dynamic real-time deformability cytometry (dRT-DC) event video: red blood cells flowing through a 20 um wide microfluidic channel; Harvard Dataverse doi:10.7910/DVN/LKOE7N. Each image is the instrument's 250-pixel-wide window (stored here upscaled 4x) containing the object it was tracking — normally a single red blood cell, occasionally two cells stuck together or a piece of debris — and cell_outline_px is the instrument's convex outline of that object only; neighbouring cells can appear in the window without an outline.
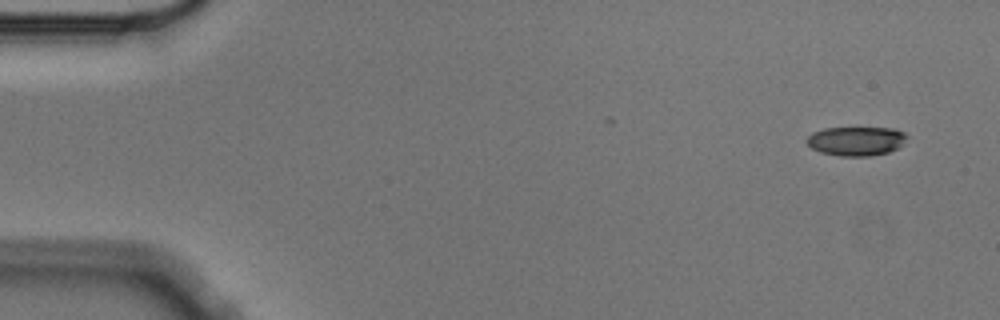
{"species": "Egyptian fruit bat (a non-hibernating species)", "species_latin": "Rousettus aegyptiacus", "temperature_condition": "cold", "stored_images_in_passage": 7, "camera_frame_rate_fps": 3000, "um_per_image_px": 0.085, "animal": {"sex": "male"}, "frame": {"image": 1, "passage_image": 1, "time_ms": 0.0, "image_size_px": [1000, 320], "cell_outline_px": [[908, 136], [900, 148], [888, 152], [868, 156], [840, 156], [820, 152], [812, 148], [804, 140], [812, 132], [824, 128], [892, 128], [904, 132]], "centroid_in_image_um": [72.77, 11.99], "position_along_channel_um": 12.2, "area_um2": 17.11}}
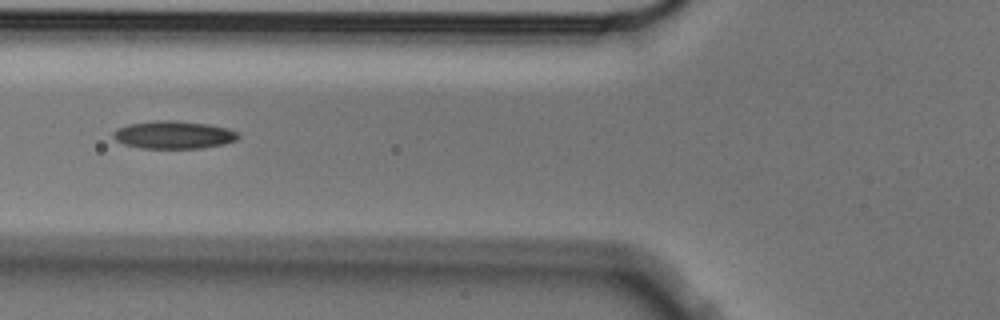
{"frame": {"image": 2, "passage_image": 6, "time_ms": 1.667, "image_size_px": [1000, 320], "cell_outline_px": [[240, 136], [236, 140], [224, 144], [200, 148], [140, 148], [124, 144], [116, 140], [112, 136], [112, 132], [116, 128], [128, 124], [156, 120], [176, 120], [208, 124], [228, 128], [236, 132]], "centroid_in_image_um": [14.73, 11.45], "position_along_channel_um": 111.1, "area_um2": 20.35}}
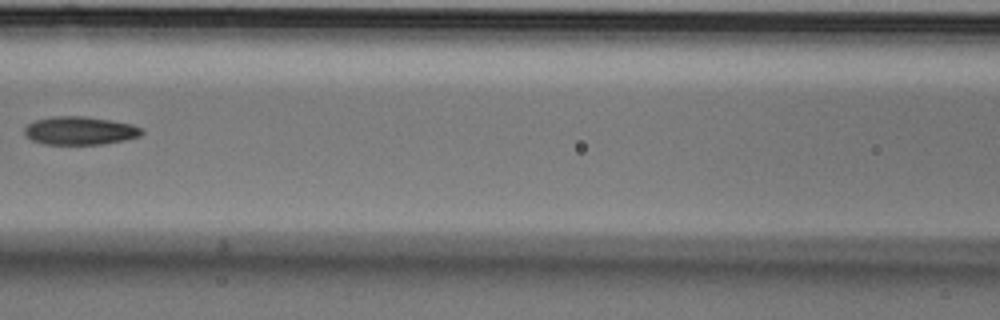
{"frame": {"image": 3, "passage_image": 7, "time_ms": 2.0, "image_size_px": [1000, 320], "cell_outline_px": [[144, 132], [140, 136], [124, 140], [104, 144], [44, 144], [32, 140], [24, 132], [24, 128], [28, 124], [36, 120], [52, 116], [84, 116], [112, 120], [132, 124], [144, 128]], "centroid_in_image_um": [6.83, 11.1], "position_along_channel_um": 159.8, "area_um2": 19.36}}